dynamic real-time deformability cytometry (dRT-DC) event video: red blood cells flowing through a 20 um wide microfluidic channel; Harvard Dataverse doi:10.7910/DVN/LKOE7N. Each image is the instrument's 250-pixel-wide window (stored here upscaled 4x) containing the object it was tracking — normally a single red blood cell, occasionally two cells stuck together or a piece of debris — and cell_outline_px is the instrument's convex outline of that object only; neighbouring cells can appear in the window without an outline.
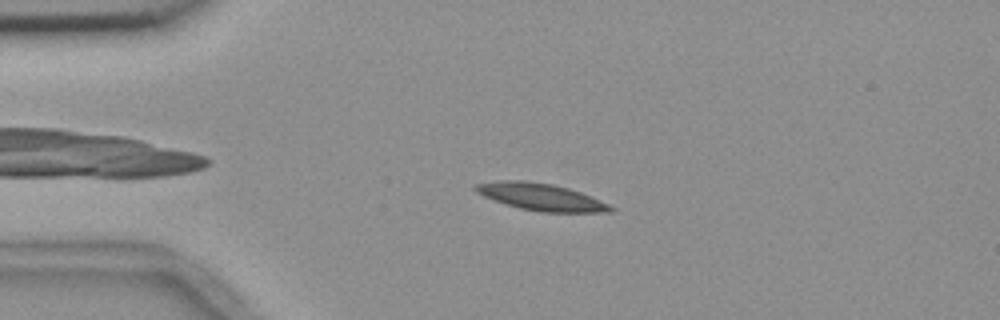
{"species": "common noctule bat (a hibernating species)", "species_latin": "Nyctalus noctula", "temperature_condition": "room temperature", "stored_images_in_passage": 21, "camera_frame_rate_fps": 3000, "um_per_image_px": 0.085, "animal": {"sex": "female", "body_mass_g": 18.4}, "frame": {"image": 1, "passage_image": 1, "time_ms": 0.0, "image_size_px": [1000, 320], "cell_outline_px": [[616, 208], [612, 212], [540, 212], [520, 208], [504, 204], [484, 196], [476, 192], [472, 188], [476, 184], [500, 180], [524, 180], [552, 184], [568, 188], [580, 192], [608, 204]], "centroid_in_image_um": [45.96, 16.74], "position_along_channel_um": 39.0, "area_um2": 21.21}}
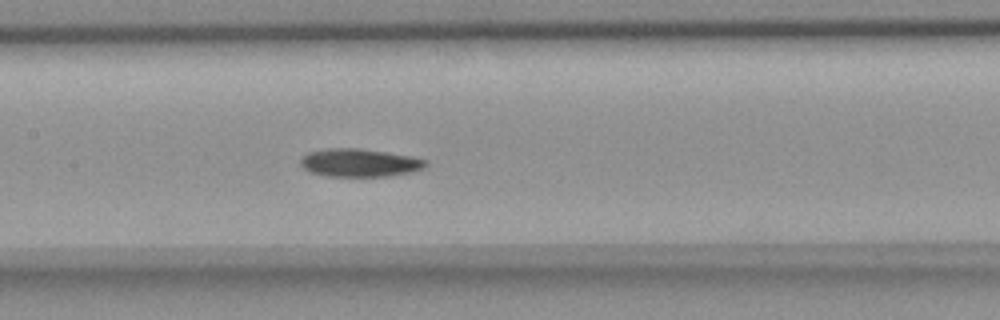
{"frame": {"image": 2, "passage_image": 15, "time_ms": 4.667, "image_size_px": [1000, 320], "cell_outline_px": [[428, 164], [424, 168], [412, 172], [388, 176], [328, 176], [312, 172], [304, 168], [300, 164], [300, 160], [308, 152], [328, 148], [360, 148], [388, 152], [412, 156], [428, 160]], "centroid_in_image_um": [30.61, 13.82], "position_along_channel_um": 176.8, "area_um2": 20.52}}
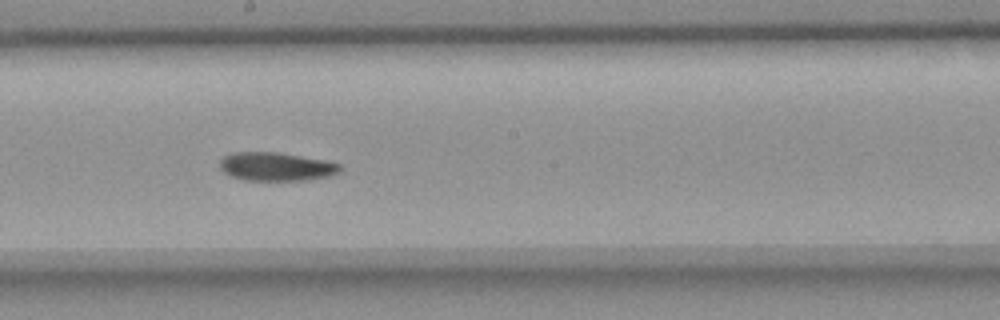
{"frame": {"image": 3, "passage_image": 19, "time_ms": 6.0, "image_size_px": [1000, 320], "cell_outline_px": [[344, 168], [340, 172], [328, 176], [308, 180], [244, 180], [232, 176], [224, 172], [220, 168], [220, 160], [224, 156], [232, 152], [276, 152], [324, 160], [340, 164]], "centroid_in_image_um": [23.48, 14.16], "position_along_channel_um": 224.7, "area_um2": 19.94}}